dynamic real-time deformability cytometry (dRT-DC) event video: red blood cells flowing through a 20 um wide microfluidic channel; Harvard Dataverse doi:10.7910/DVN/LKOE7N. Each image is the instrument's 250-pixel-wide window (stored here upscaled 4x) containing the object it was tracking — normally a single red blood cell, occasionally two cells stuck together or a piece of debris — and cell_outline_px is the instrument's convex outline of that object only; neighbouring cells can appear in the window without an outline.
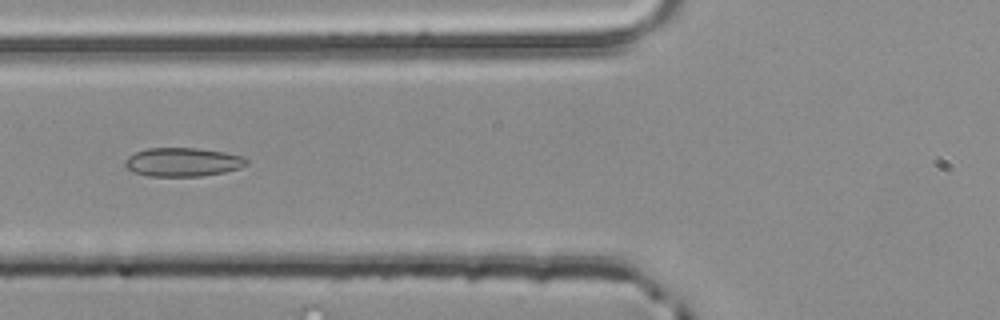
{"species": "common noctule bat (a hibernating species)", "species_latin": "Nyctalus noctula", "temperature_condition": "room temperature", "stored_images_in_passage": 35, "camera_frame_rate_fps": 3000, "um_per_image_px": 0.085, "animal": {"sex": "male", "body_mass_g": 20.4}, "frame": {"image": 1, "passage_image": 9, "time_ms": 2.667, "image_size_px": [1000, 320], "cell_outline_px": [[248, 164], [240, 168], [224, 172], [200, 176], [148, 176], [132, 172], [124, 164], [124, 160], [128, 156], [136, 152], [148, 148], [196, 148], [224, 152], [244, 156], [248, 160]], "centroid_in_image_um": [15.54, 13.77], "position_along_channel_um": 110.3, "area_um2": 20.4}}
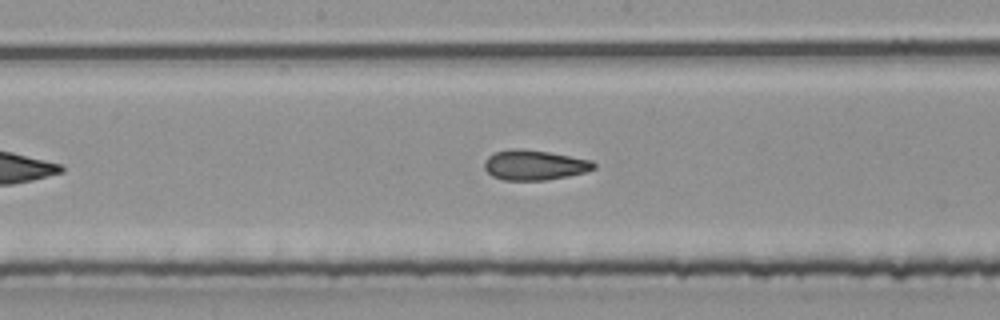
{"frame": {"image": 2, "passage_image": 16, "time_ms": 5.0, "image_size_px": [1000, 320], "cell_outline_px": [[596, 168], [584, 172], [568, 176], [544, 180], [504, 180], [492, 176], [484, 168], [484, 160], [488, 156], [496, 152], [512, 148], [516, 148], [548, 152], [592, 160], [596, 164]], "centroid_in_image_um": [45.41, 14.03], "position_along_channel_um": 202.8, "area_um2": 19.07}}
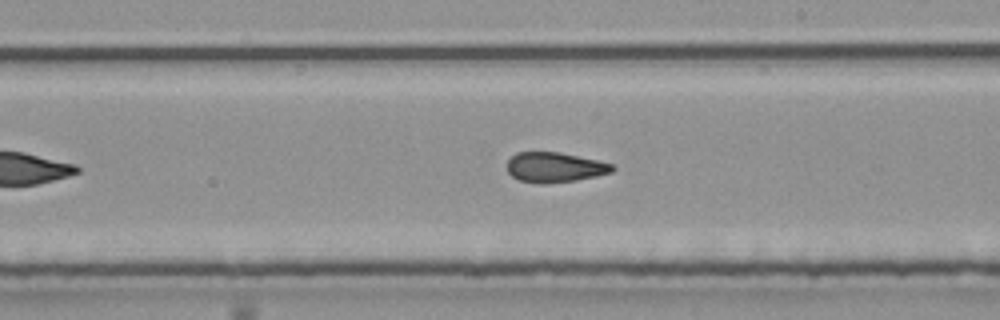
{"frame": {"image": 3, "passage_image": 19, "time_ms": 6.0, "image_size_px": [1000, 320], "cell_outline_px": [[616, 168], [612, 172], [596, 176], [576, 180], [520, 180], [512, 176], [508, 172], [508, 160], [516, 152], [560, 152], [596, 160], [612, 164]], "centroid_in_image_um": [47.19, 14.16], "position_along_channel_um": 241.8, "area_um2": 17.46}, "authors_computed_cell_mechanics": {"area_um2": 19.1318, "velocity_mm_per_s": 3.9465, "shape_relaxation_time_tau1_ms": null, "shape_relaxation_time_tau2_ms": 2.487, "deformation_change_tau1": null, "deformation_change_tau2": 0.1032}}